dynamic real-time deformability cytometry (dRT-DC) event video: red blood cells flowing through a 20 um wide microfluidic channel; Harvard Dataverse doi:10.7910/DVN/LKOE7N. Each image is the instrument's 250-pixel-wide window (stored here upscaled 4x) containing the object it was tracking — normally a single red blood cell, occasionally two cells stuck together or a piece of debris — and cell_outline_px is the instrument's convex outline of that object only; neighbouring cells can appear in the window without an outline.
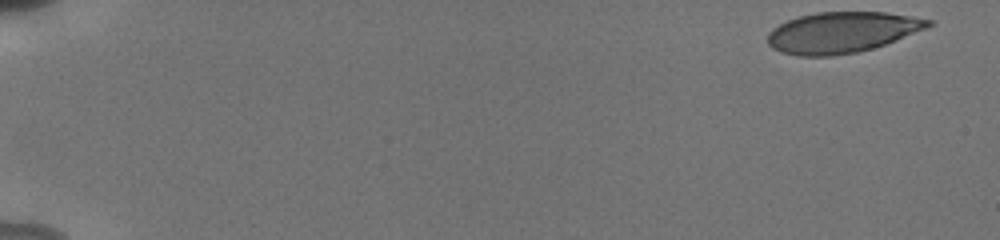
{"species": "human", "species_latin": "Homo sapiens", "temperature_condition": "cold", "stored_images_in_passage": 12, "camera_frame_rate_fps": 3000, "um_per_image_px": 0.085, "donor": {"sex": "male"}, "frame": {"image": 1, "passage_image": 1, "time_ms": 0.0, "image_size_px": [1000, 240], "cell_outline_px": [[936, 24], [928, 28], [884, 44], [872, 48], [856, 52], [832, 56], [800, 56], [780, 52], [772, 48], [768, 44], [768, 32], [772, 28], [788, 20], [800, 16], [816, 12], [884, 12], [912, 16], [932, 20]], "centroid_in_image_um": [71.57, 2.75], "position_along_channel_um": 13.4, "area_um2": 38.26}}
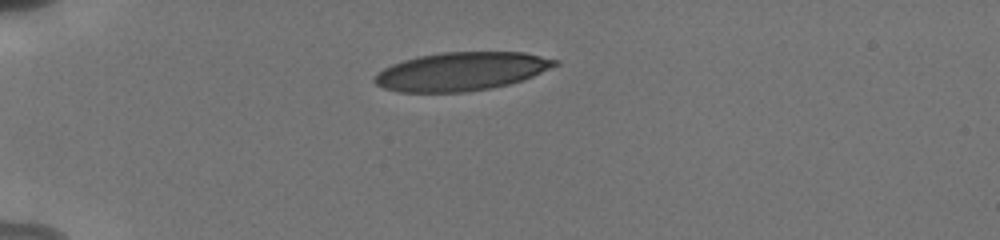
{"frame": {"image": 2, "passage_image": 7, "time_ms": 4.333, "image_size_px": [1000, 240], "cell_outline_px": [[560, 64], [532, 76], [508, 84], [488, 88], [464, 92], [396, 92], [384, 88], [376, 84], [372, 80], [372, 76], [376, 72], [392, 64], [416, 56], [440, 52], [524, 52], [560, 60]], "centroid_in_image_um": [39.17, 6.06], "position_along_channel_um": 45.8, "area_um2": 40.52}}
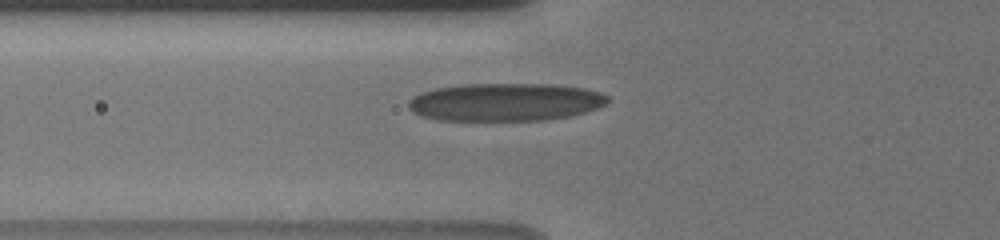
{"frame": {"image": 3, "passage_image": 10, "time_ms": 6.333, "image_size_px": [1000, 240], "cell_outline_px": [[608, 104], [572, 116], [548, 120], [436, 120], [420, 116], [412, 112], [408, 108], [408, 100], [420, 92], [436, 88], [464, 84], [556, 84], [584, 88], [600, 92], [608, 96]], "centroid_in_image_um": [42.94, 8.68], "position_along_channel_um": 82.9, "area_um2": 44.39}}